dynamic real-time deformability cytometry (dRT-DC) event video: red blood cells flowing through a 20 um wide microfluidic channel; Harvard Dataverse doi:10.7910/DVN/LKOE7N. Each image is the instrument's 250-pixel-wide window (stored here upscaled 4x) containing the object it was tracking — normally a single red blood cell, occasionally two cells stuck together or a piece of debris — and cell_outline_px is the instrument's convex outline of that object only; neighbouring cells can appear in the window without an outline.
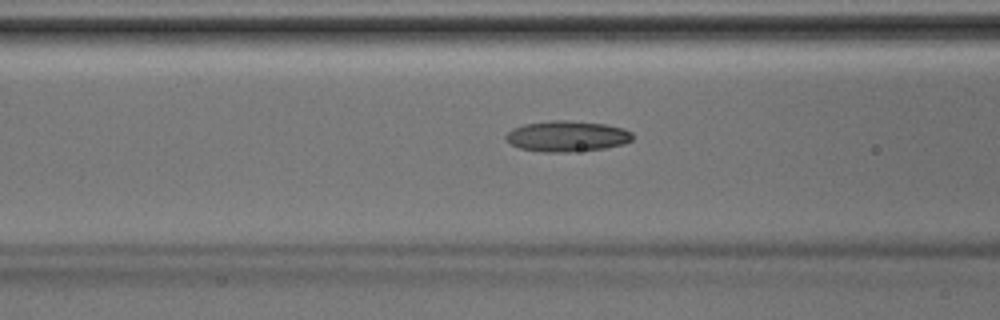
{"species": "Egyptian fruit bat (a non-hibernating species)", "species_latin": "Rousettus aegyptiacus", "temperature_condition": "room temperature", "stored_images_in_passage": 6, "camera_frame_rate_fps": 3000, "um_per_image_px": 0.085, "animal": {"sex": "male"}, "frame": {"image": 1, "passage_image": 6, "time_ms": 1.667, "image_size_px": [1000, 320], "cell_outline_px": [[632, 140], [624, 144], [604, 148], [572, 152], [544, 152], [520, 148], [512, 144], [504, 136], [512, 128], [524, 124], [552, 120], [568, 120], [604, 124], [624, 128], [632, 132]], "centroid_in_image_um": [48.21, 11.57], "position_along_channel_um": 118.4, "area_um2": 22.72}}